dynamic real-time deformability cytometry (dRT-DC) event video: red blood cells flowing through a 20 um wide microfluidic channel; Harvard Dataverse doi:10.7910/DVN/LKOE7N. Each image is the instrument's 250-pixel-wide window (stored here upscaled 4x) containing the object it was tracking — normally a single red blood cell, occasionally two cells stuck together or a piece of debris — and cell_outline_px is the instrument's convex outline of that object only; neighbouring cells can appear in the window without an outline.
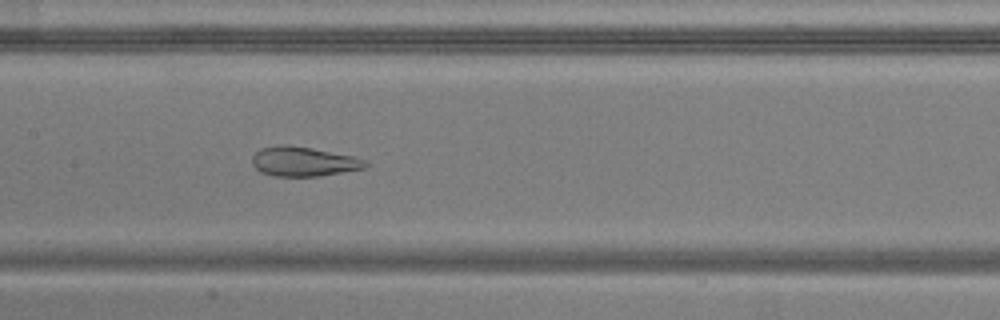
{"species": "common noctule bat (a hibernating species)", "species_latin": "Nyctalus noctula", "temperature_condition": "warm", "stored_images_in_passage": 51, "camera_frame_rate_fps": 3000, "um_per_image_px": 0.085, "animal": {"sex": "male", "body_mass_g": 20.5, "forearm_length_mm": 52.5}, "frame": {"image": 1, "passage_image": 24, "time_ms": 7.667, "image_size_px": [1000, 320], "cell_outline_px": [[372, 164], [364, 168], [320, 176], [272, 176], [260, 172], [252, 164], [252, 156], [260, 148], [312, 148], [352, 156], [368, 160]], "centroid_in_image_um": [25.88, 13.78], "position_along_channel_um": 181.5, "area_um2": 18.84}}
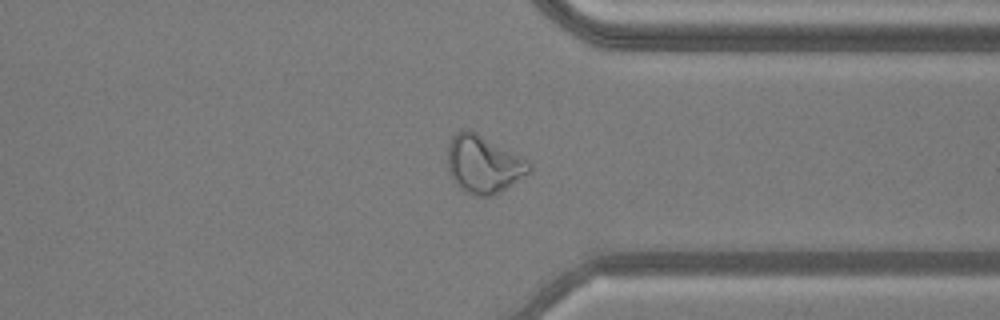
{"frame": {"image": 2, "passage_image": 39, "time_ms": 12.667, "image_size_px": [1000, 320], "cell_outline_px": [[532, 172], [500, 192], [492, 196], [480, 196], [468, 192], [460, 188], [456, 184], [448, 172], [448, 144], [452, 136], [460, 128], [464, 128], [476, 132], [528, 160], [532, 164]], "centroid_in_image_um": [41.11, 13.95], "position_along_channel_um": 370.3, "area_um2": 27.57}}
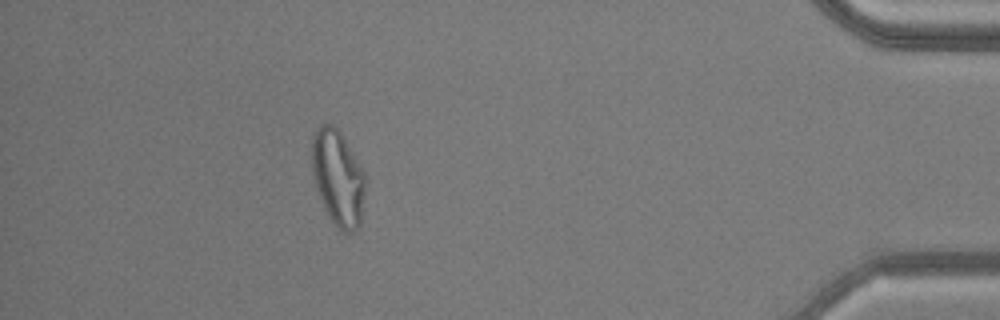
{"frame": {"image": 3, "passage_image": 46, "time_ms": 15.0, "image_size_px": [1000, 320], "cell_outline_px": [[364, 192], [360, 224], [352, 232], [344, 232], [328, 216], [324, 208], [316, 188], [312, 168], [312, 136], [316, 128], [320, 124], [332, 124], [340, 132], [364, 172]], "centroid_in_image_um": [28.7, 15.09], "position_along_channel_um": 406.5, "area_um2": 29.25}, "authors_computed_cell_mechanics": {"area_um2": 28.0908, "velocity_mm_per_s": 3.8415, "shape_relaxation_time_tau1_ms": null, "shape_relaxation_time_tau2_ms": 1.3914, "deformation_change_tau1": null, "deformation_change_tau2": 0.0815}}